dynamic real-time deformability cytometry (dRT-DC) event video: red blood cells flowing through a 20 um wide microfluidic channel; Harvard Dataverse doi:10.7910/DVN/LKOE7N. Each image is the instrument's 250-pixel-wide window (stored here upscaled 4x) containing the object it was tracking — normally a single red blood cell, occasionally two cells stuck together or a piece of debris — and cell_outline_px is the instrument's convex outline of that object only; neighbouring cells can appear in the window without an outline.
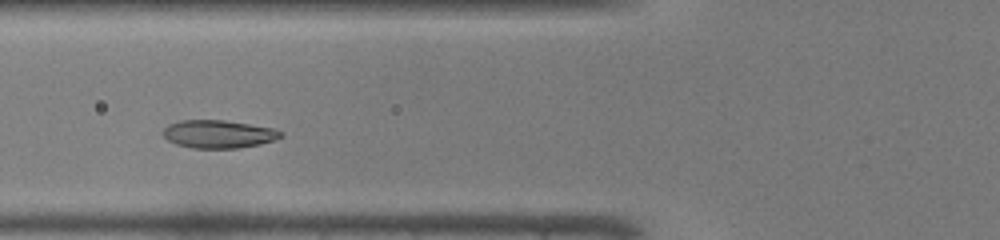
{"species": "common noctule bat (a hibernating species)", "species_latin": "Nyctalus noctula", "temperature_condition": "warm", "stored_images_in_passage": 38, "camera_frame_rate_fps": 3000, "um_per_image_px": 0.085, "animal": {"sex": "male", "body_mass_g": 19.0, "forearm_length_mm": 50.8}, "frame": {"image": 1, "passage_image": 9, "time_ms": 2.667, "image_size_px": [1000, 240], "cell_outline_px": [[284, 136], [260, 144], [240, 148], [192, 148], [176, 144], [168, 140], [164, 136], [164, 128], [168, 124], [180, 120], [224, 120], [276, 128], [284, 132]], "centroid_in_image_um": [18.61, 11.39], "position_along_channel_um": 107.2, "area_um2": 19.31}}
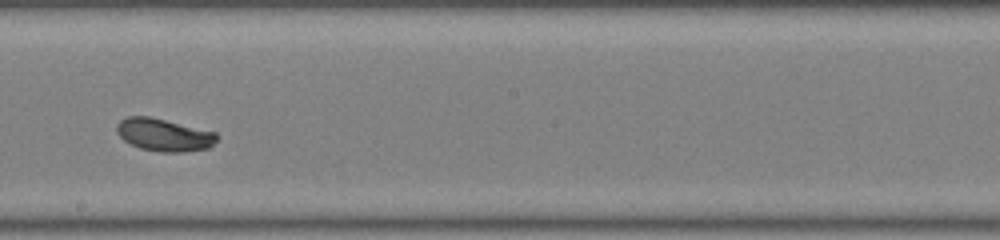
{"frame": {"image": 2, "passage_image": 18, "time_ms": 5.667, "image_size_px": [1000, 240], "cell_outline_px": [[220, 136], [208, 148], [184, 152], [160, 152], [140, 148], [124, 140], [116, 132], [116, 124], [120, 120], [128, 116], [148, 116], [216, 132]], "centroid_in_image_um": [13.93, 11.46], "position_along_channel_um": 234.3, "area_um2": 18.96}}
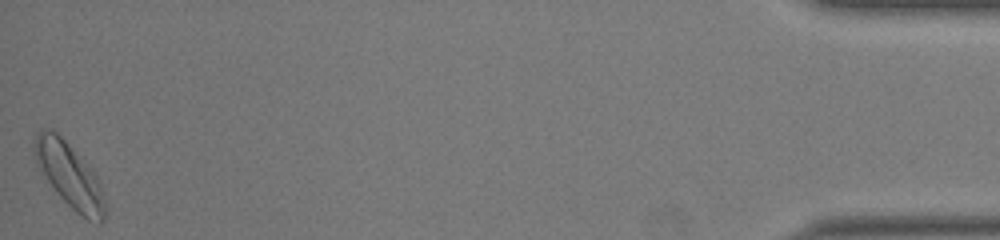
{"frame": {"image": 3, "passage_image": 38, "time_ms": 12.333, "image_size_px": [1000, 240], "cell_outline_px": [[108, 208], [104, 220], [100, 224], [88, 220], [76, 212], [60, 196], [36, 164], [32, 148], [32, 144], [36, 132], [44, 128], [48, 128], [56, 132], [64, 140], [96, 176], [100, 184]], "centroid_in_image_um": [5.9, 14.92], "position_along_channel_um": 429.3, "area_um2": 26.24}, "authors_computed_cell_mechanics": {"area_um2": 19.1607, "velocity_mm_per_s": 4.257, "shape_relaxation_time_tau1_ms": 5.65, "shape_relaxation_time_tau2_ms": null, "deformation_change_tau1": 0.2107, "deformation_change_tau2": null}}